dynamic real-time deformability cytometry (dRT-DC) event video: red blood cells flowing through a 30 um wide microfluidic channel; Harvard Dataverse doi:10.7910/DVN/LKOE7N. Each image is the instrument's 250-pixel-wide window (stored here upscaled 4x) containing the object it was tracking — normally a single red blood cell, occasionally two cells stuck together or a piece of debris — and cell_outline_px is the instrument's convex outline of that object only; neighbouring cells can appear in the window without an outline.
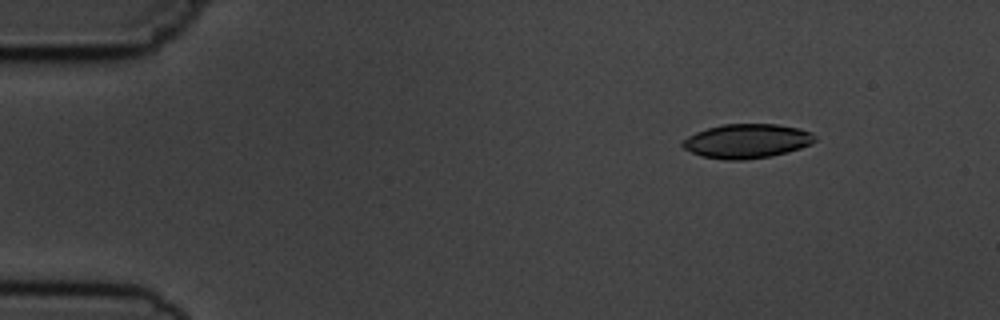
{"species": "common noctule bat (a hibernating species)", "species_latin": "Nyctalus noctula", "temperature_condition": "cold", "stored_images_in_passage": 4, "camera_frame_rate_fps": 3000, "um_per_image_px": 0.085, "animal": {"sex": "male", "body_mass_g": 19.5, "forearm_length_mm": 54.6}, "frame": {"image": 1, "passage_image": 2, "time_ms": 1.333, "image_size_px": [1000, 320], "cell_outline_px": [[816, 140], [800, 148], [788, 152], [772, 156], [744, 160], [724, 160], [700, 156], [684, 148], [680, 144], [688, 136], [696, 132], [708, 128], [724, 124], [776, 124], [800, 128], [812, 132], [816, 136]], "centroid_in_image_um": [63.49, 11.99], "position_along_channel_um": 21.5, "area_um2": 26.47}}